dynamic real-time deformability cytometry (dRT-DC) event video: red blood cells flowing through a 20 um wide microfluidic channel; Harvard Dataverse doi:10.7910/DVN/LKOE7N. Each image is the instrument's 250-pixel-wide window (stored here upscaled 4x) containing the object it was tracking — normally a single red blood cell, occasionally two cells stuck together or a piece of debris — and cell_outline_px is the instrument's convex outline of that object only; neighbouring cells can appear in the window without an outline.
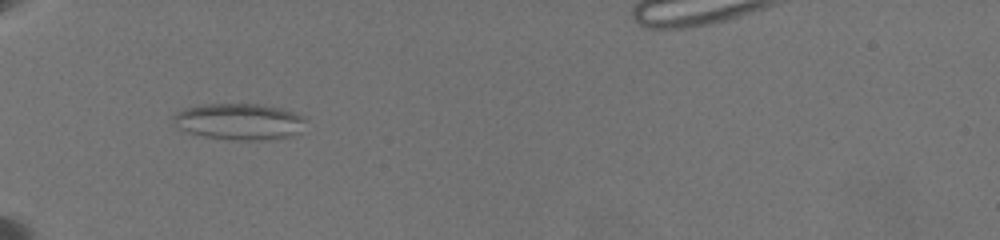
{"species": "common noctule bat (a hibernating species)", "species_latin": "Nyctalus noctula", "temperature_condition": "warm", "stored_images_in_passage": 34, "camera_frame_rate_fps": 3000, "um_per_image_px": 0.085, "animal": {"sex": "female", "body_mass_g": 19.5, "forearm_length_mm": 54.1}, "frame": {"image": 1, "passage_image": 12, "time_ms": 8.333, "image_size_px": [1000, 240], "cell_outline_px": [[304, 120], [296, 132], [288, 136], [256, 140], [236, 140], [204, 136], [188, 132], [180, 128], [176, 120], [176, 112], [188, 108], [208, 104], [256, 104], [276, 108], [292, 112], [300, 116]], "centroid_in_image_um": [20.29, 10.33], "position_along_channel_um": 64.7, "area_um2": 26.7}}
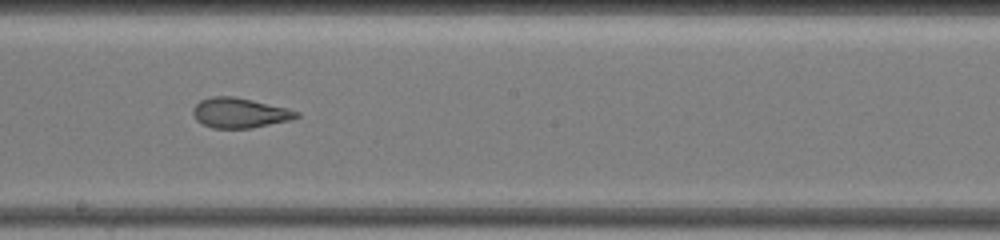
{"frame": {"image": 2, "passage_image": 19, "time_ms": 13.333, "image_size_px": [1000, 240], "cell_outline_px": [[300, 116], [288, 120], [252, 128], [212, 128], [196, 120], [192, 112], [192, 108], [200, 100], [212, 96], [232, 96], [252, 100], [288, 108], [300, 112]], "centroid_in_image_um": [20.35, 9.59], "position_along_channel_um": 227.8, "area_um2": 18.03}}
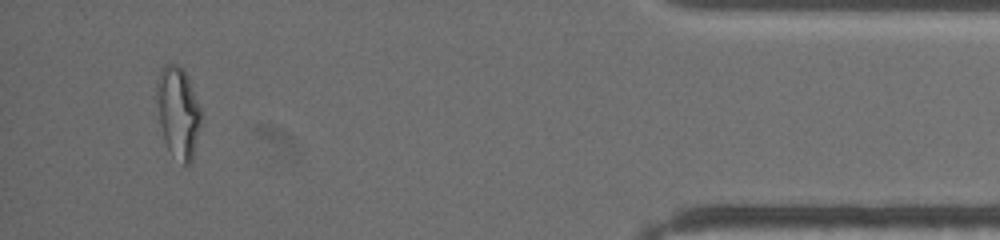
{"frame": {"image": 3, "passage_image": 31, "time_ms": 20.333, "image_size_px": [1000, 240], "cell_outline_px": [[200, 124], [192, 160], [188, 164], [184, 164], [168, 148], [164, 140], [160, 124], [156, 88], [156, 84], [160, 72], [168, 64], [176, 64], [184, 68], [200, 108]], "centroid_in_image_um": [15.14, 9.52], "position_along_channel_um": 420.1, "area_um2": 22.83}, "authors_computed_cell_mechanics": {"area_um2": 22.7154, "velocity_mm_per_s": 3.486, "shape_relaxation_time_tau1_ms": null, "shape_relaxation_time_tau2_ms": 1.1609, "deformation_change_tau1": null, "deformation_change_tau2": 0.0845}}